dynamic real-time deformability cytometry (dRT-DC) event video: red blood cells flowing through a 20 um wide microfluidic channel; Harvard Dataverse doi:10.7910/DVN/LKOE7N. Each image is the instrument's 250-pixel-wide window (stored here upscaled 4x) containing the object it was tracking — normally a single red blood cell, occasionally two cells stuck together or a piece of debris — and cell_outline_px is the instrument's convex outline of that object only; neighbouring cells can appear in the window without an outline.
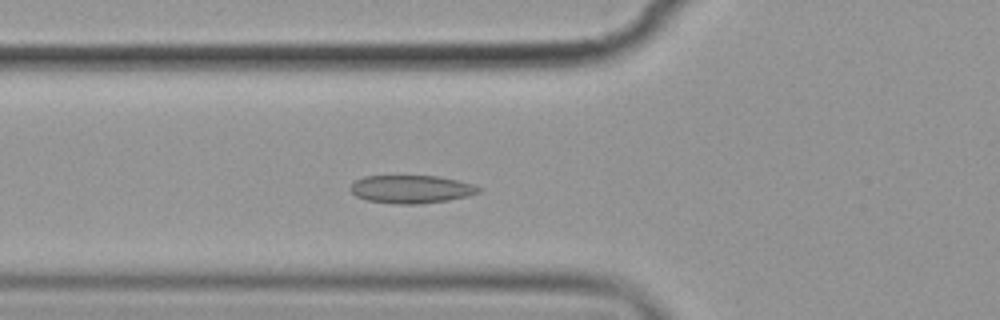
{"species": "common noctule bat (a hibernating species)", "species_latin": "Nyctalus noctula", "temperature_condition": "cold", "stored_images_in_passage": 4, "camera_frame_rate_fps": 3000, "um_per_image_px": 0.085, "animal": {"sex": "female", "body_mass_g": 19.9}, "frame": {"image": 1, "passage_image": 4, "time_ms": 3.333, "image_size_px": [1000, 320], "cell_outline_px": [[484, 188], [480, 192], [468, 196], [448, 200], [420, 204], [392, 204], [368, 200], [356, 196], [348, 188], [356, 180], [364, 176], [436, 176], [460, 180]], "centroid_in_image_um": [34.98, 16.08], "position_along_channel_um": 90.8, "area_um2": 21.1}}